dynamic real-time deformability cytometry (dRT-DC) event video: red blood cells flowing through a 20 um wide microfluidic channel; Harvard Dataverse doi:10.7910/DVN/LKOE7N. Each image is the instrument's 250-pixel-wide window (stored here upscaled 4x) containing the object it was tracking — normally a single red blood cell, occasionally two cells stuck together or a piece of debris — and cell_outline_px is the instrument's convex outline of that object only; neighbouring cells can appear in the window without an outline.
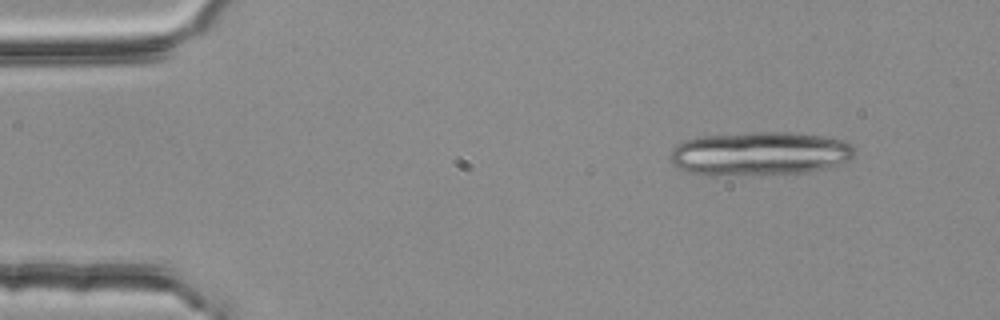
{"species": "common noctule bat (a hibernating species)", "species_latin": "Nyctalus noctula", "temperature_condition": "room temperature", "stored_images_in_passage": 6, "segment_of_instrument_passage": [1, 2], "camera_frame_rate_fps": 3000, "um_per_image_px": 0.085, "animal": {"sex": "female", "body_mass_g": 25.1}, "frame": {"image": 1, "passage_image": 1, "time_ms": 0.0, "image_size_px": [1000, 320], "cell_outline_px": [[852, 156], [848, 160], [824, 168], [804, 172], [728, 176], [704, 176], [688, 172], [672, 164], [668, 156], [672, 148], [676, 144], [688, 140], [704, 136], [752, 132], [788, 132], [824, 136], [844, 140], [852, 144]], "centroid_in_image_um": [64.49, 13.06], "position_along_channel_um": 20.5, "area_um2": 47.11}}